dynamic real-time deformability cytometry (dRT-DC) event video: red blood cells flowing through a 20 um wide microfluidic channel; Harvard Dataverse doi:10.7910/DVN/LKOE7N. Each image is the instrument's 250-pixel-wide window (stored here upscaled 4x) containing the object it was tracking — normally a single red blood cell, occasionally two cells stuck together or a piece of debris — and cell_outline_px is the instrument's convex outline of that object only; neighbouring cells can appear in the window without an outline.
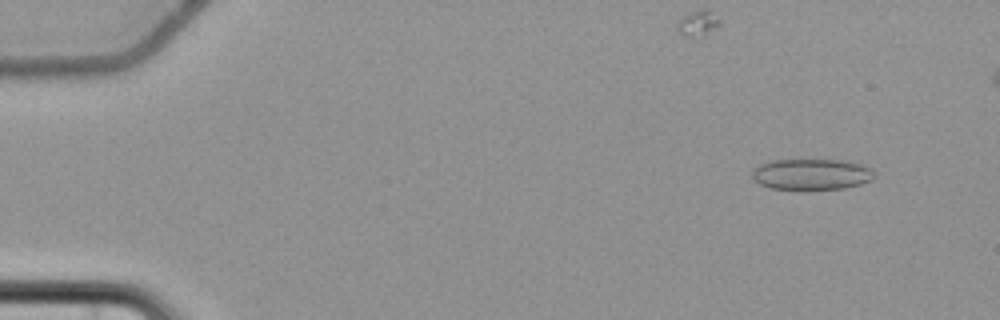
{"species": "common noctule bat (a hibernating species)", "species_latin": "Nyctalus noctula", "temperature_condition": "cold", "stored_images_in_passage": 5, "camera_frame_rate_fps": 3000, "um_per_image_px": 0.085, "animal": {"sex": "female", "body_mass_g": 22.7, "forearm_length_mm": 54.2}, "frame": {"image": 1, "passage_image": 2, "time_ms": 1.333, "image_size_px": [1000, 320], "cell_outline_px": [[872, 180], [860, 184], [844, 188], [804, 192], [772, 188], [760, 184], [752, 180], [752, 172], [760, 164], [772, 160], [844, 160], [860, 164], [872, 168]], "centroid_in_image_um": [68.95, 14.85], "position_along_channel_um": 16.1, "area_um2": 22.66}}